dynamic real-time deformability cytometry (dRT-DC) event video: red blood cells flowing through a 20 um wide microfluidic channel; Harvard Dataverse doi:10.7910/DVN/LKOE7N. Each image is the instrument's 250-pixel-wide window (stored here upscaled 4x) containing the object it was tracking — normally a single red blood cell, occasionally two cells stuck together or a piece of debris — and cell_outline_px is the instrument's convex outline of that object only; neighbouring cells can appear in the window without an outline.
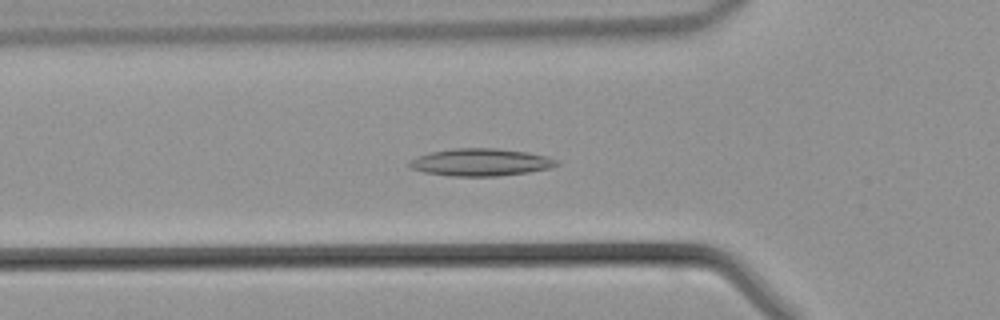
{"species": "common noctule bat (a hibernating species)", "species_latin": "Nyctalus noctula", "temperature_condition": "warm", "stored_images_in_passage": 35, "camera_frame_rate_fps": 3000, "um_per_image_px": 0.085, "animal": {"sex": "male", "body_mass_g": 21.5, "forearm_length_mm": 52.0}, "frame": {"image": 1, "passage_image": 10, "time_ms": 3.0, "image_size_px": [1000, 320], "cell_outline_px": [[560, 164], [552, 168], [528, 172], [496, 176], [448, 176], [424, 172], [412, 168], [408, 164], [408, 160], [416, 156], [432, 152], [456, 148], [496, 148], [528, 152], [544, 156], [556, 160]], "centroid_in_image_um": [40.84, 13.79], "position_along_channel_um": 85.0, "area_um2": 23.47}}
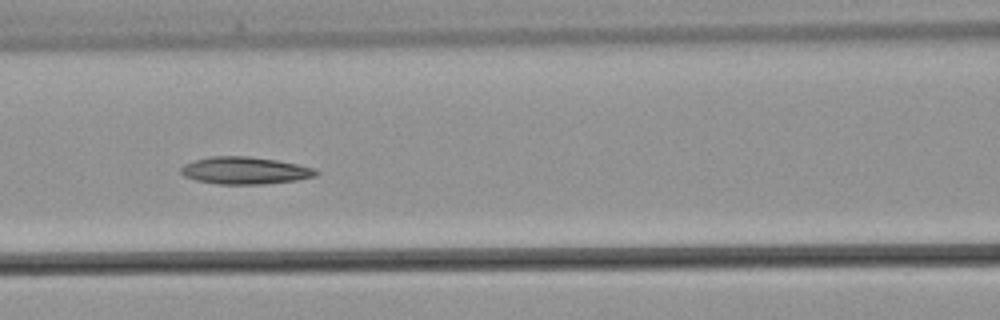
{"frame": {"image": 2, "passage_image": 14, "time_ms": 4.333, "image_size_px": [1000, 320], "cell_outline_px": [[320, 172], [316, 176], [296, 180], [264, 184], [220, 184], [196, 180], [184, 176], [180, 172], [180, 168], [184, 164], [192, 160], [208, 156], [248, 156], [276, 160], [316, 168]], "centroid_in_image_um": [20.8, 14.49], "position_along_channel_um": 145.8, "area_um2": 21.56}}
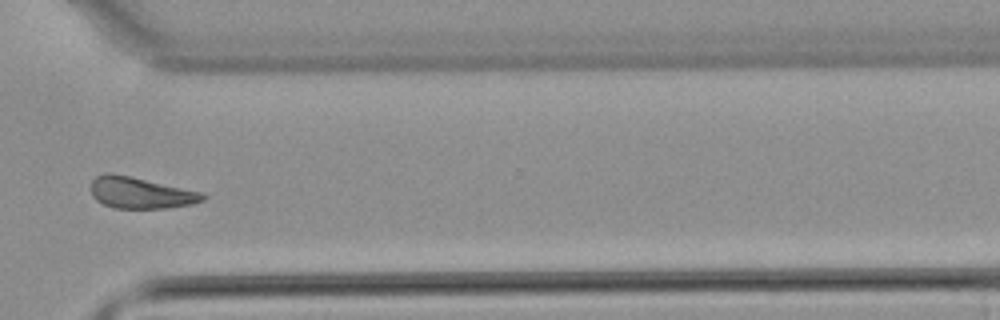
{"frame": {"image": 3, "passage_image": 28, "time_ms": 9.0, "image_size_px": [1000, 320], "cell_outline_px": [[208, 196], [204, 200], [192, 204], [168, 208], [116, 208], [104, 204], [96, 200], [92, 196], [92, 180], [96, 176], [104, 172], [108, 172], [128, 176], [204, 192]], "centroid_in_image_um": [11.98, 16.39], "position_along_channel_um": 358.6, "area_um2": 20.4}}